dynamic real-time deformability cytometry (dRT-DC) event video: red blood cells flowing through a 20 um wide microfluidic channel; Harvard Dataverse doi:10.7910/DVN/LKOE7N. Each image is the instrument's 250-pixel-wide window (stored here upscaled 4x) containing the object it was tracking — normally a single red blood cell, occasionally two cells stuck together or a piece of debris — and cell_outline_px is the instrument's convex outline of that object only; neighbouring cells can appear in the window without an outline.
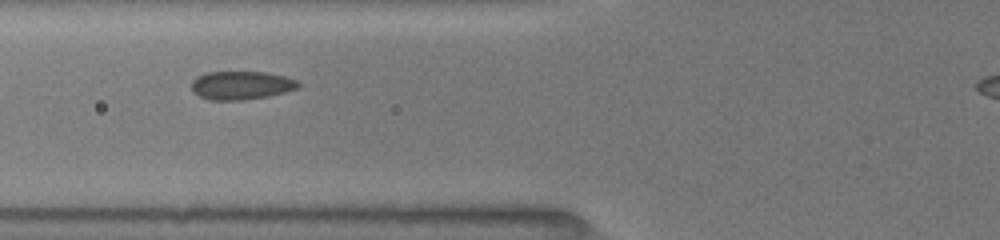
{"species": "common noctule bat (a hibernating species)", "species_latin": "Nyctalus noctula", "temperature_condition": "room temperature", "stored_images_in_passage": 12, "camera_frame_rate_fps": 3000, "um_per_image_px": 0.085, "animal": {"sex": "female", "body_mass_g": 19.5, "forearm_length_mm": 54.1}, "frame": {"image": 1, "passage_image": 3, "time_ms": 2.0, "image_size_px": [1000, 240], "cell_outline_px": [[300, 84], [296, 88], [284, 92], [268, 96], [244, 100], [212, 100], [200, 96], [192, 92], [192, 80], [196, 76], [208, 72], [264, 72], [284, 76], [296, 80]], "centroid_in_image_um": [20.47, 7.25], "position_along_channel_um": 105.3, "area_um2": 17.57}}
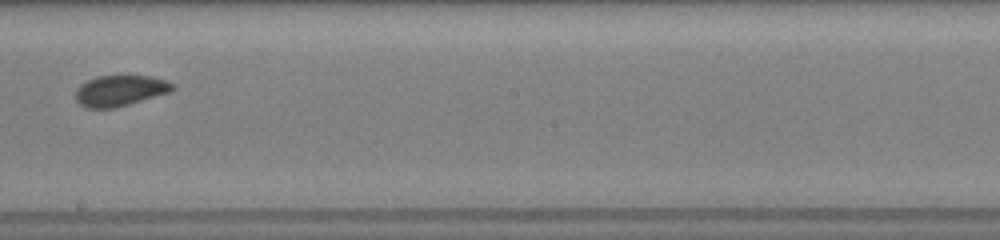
{"frame": {"image": 2, "passage_image": 6, "time_ms": 5.333, "image_size_px": [1000, 240], "cell_outline_px": [[176, 88], [172, 92], [116, 108], [84, 108], [76, 100], [76, 88], [80, 84], [96, 76], [152, 76], [176, 84]], "centroid_in_image_um": [10.23, 7.71], "position_along_channel_um": 238.0, "area_um2": 17.69}}
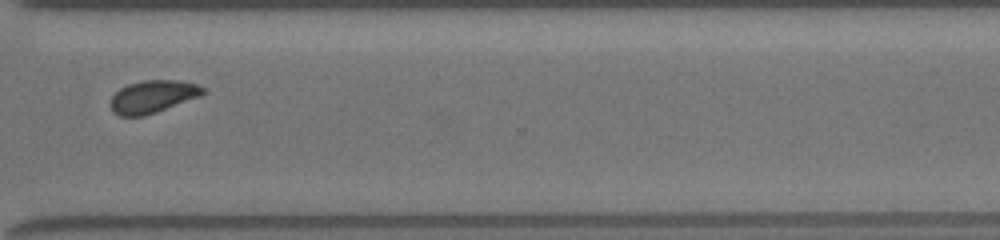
{"frame": {"image": 3, "passage_image": 9, "time_ms": 8.333, "image_size_px": [1000, 240], "cell_outline_px": [[204, 92], [200, 96], [156, 112], [144, 116], [120, 116], [112, 112], [112, 96], [120, 88], [128, 84], [144, 80], [180, 80], [196, 84], [204, 88]], "centroid_in_image_um": [12.98, 8.21], "position_along_channel_um": 357.6, "area_um2": 17.34}}